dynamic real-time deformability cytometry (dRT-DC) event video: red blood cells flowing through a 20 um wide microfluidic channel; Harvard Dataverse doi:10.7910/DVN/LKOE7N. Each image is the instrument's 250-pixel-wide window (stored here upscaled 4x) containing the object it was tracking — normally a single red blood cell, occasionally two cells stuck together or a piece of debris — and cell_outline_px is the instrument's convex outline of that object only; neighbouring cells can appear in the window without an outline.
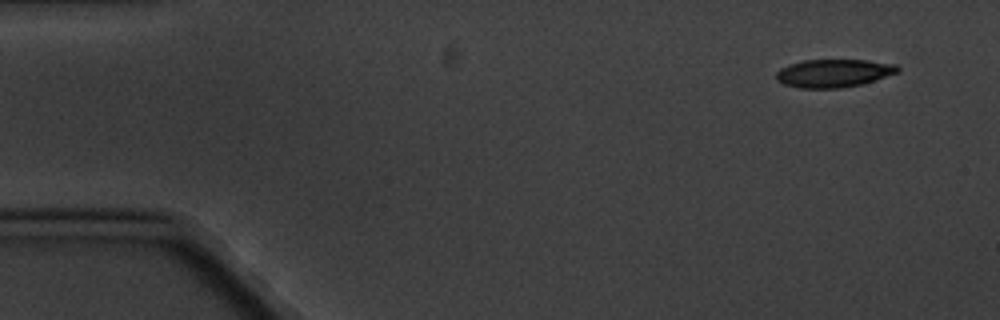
{"species": "common noctule bat (a hibernating species)", "species_latin": "Nyctalus noctula", "temperature_condition": "cold", "stored_images_in_passage": 6, "camera_frame_rate_fps": 3000, "um_per_image_px": 0.085, "animal": {"sex": "male", "body_mass_g": 20.1, "forearm_length_mm": 53.5}, "frame": {"image": 1, "passage_image": 1, "time_ms": 0.0, "image_size_px": [1000, 320], "cell_outline_px": [[900, 72], [860, 84], [840, 88], [800, 88], [784, 84], [776, 80], [776, 72], [780, 68], [788, 64], [804, 60], [868, 60], [896, 64], [900, 68]], "centroid_in_image_um": [70.85, 6.21], "position_along_channel_um": 14.2, "area_um2": 19.88}}
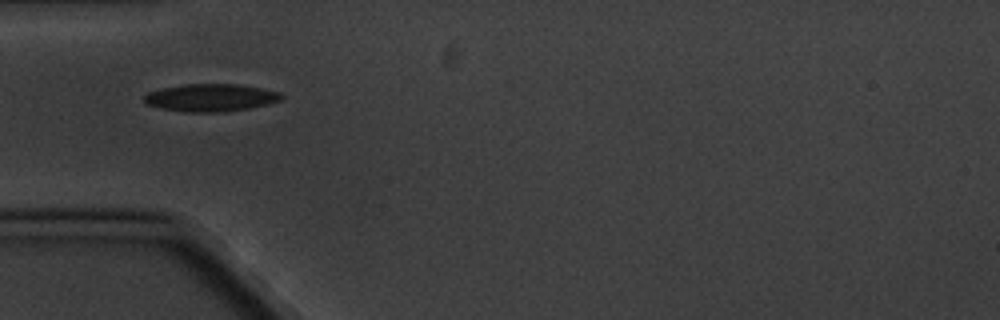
{"frame": {"image": 2, "passage_image": 5, "time_ms": 4.667, "image_size_px": [1000, 320], "cell_outline_px": [[284, 96], [280, 100], [268, 104], [248, 108], [224, 112], [184, 112], [160, 108], [148, 104], [144, 100], [144, 96], [148, 92], [164, 88], [184, 84], [236, 84], [260, 88], [280, 92]], "centroid_in_image_um": [17.92, 8.3], "position_along_channel_um": 67.1, "area_um2": 21.91}}